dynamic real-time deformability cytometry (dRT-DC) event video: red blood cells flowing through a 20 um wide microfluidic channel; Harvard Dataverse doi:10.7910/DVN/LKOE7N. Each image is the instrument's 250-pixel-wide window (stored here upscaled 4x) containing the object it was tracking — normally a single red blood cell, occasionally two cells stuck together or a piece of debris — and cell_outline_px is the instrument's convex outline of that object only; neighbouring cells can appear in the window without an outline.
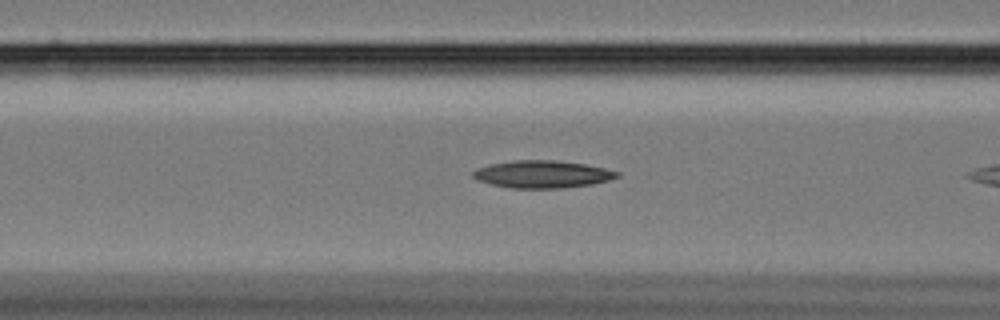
{"species": "Egyptian fruit bat (a non-hibernating species)", "species_latin": "Rousettus aegyptiacus", "temperature_condition": "cold", "stored_images_in_passage": 23, "camera_frame_rate_fps": 3000, "um_per_image_px": 0.085, "animal": {"sex": "female"}, "frame": {"image": 1, "passage_image": 7, "time_ms": 2.0, "image_size_px": [1000, 320], "cell_outline_px": [[620, 176], [612, 180], [592, 184], [560, 188], [512, 188], [492, 184], [476, 180], [472, 176], [472, 172], [476, 168], [488, 164], [512, 160], [556, 160], [584, 164], [604, 168], [620, 172]], "centroid_in_image_um": [46.09, 14.8], "position_along_channel_um": 120.5, "area_um2": 23.18}}
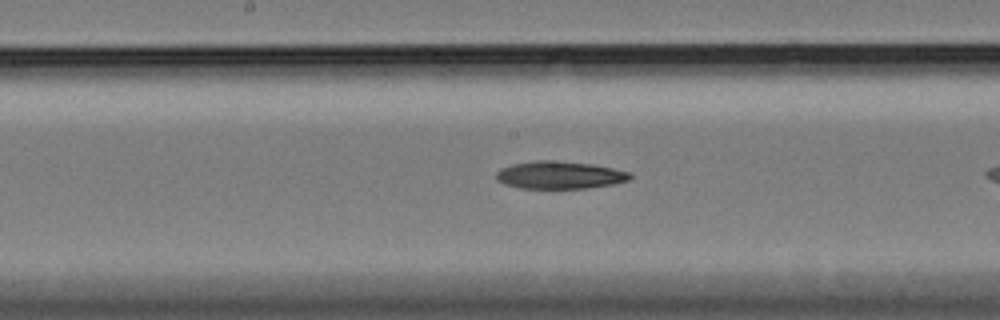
{"frame": {"image": 2, "passage_image": 14, "time_ms": 4.333, "image_size_px": [1000, 320], "cell_outline_px": [[632, 176], [628, 180], [612, 184], [588, 188], [520, 188], [504, 184], [496, 180], [496, 172], [500, 168], [512, 164], [536, 160], [552, 160], [592, 164], [632, 172]], "centroid_in_image_um": [47.55, 14.87], "position_along_channel_um": 200.7, "area_um2": 21.56}}
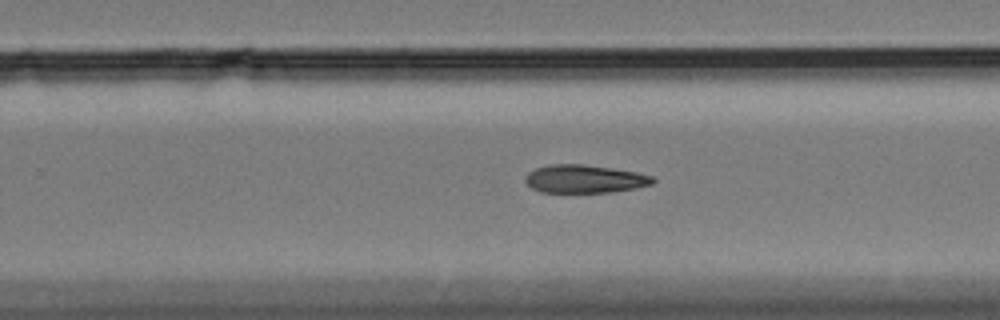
{"frame": {"image": 3, "passage_image": 21, "time_ms": 6.667, "image_size_px": [1000, 320], "cell_outline_px": [[656, 180], [652, 184], [636, 188], [612, 192], [540, 192], [532, 188], [524, 180], [524, 176], [528, 172], [536, 168], [548, 164], [584, 164], [636, 172], [652, 176]], "centroid_in_image_um": [49.67, 15.2], "position_along_channel_um": 280.1, "area_um2": 20.92}}